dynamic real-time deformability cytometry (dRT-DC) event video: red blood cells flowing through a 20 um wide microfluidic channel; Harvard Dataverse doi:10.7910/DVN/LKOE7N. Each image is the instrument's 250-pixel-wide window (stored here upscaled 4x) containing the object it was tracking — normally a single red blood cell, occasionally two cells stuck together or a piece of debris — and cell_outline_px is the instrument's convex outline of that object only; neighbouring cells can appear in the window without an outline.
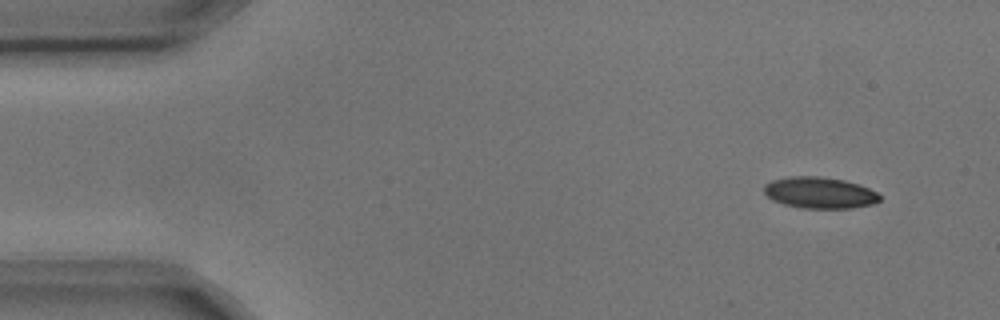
{"species": "common noctule bat (a hibernating species)", "species_latin": "Nyctalus noctula", "temperature_condition": "cold", "stored_images_in_passage": 4, "camera_frame_rate_fps": 3000, "um_per_image_px": 0.085, "animal": {"sex": "male", "body_mass_g": 17.9, "forearm_length_mm": 54.2}, "frame": {"image": 1, "passage_image": 2, "time_ms": 0.333, "image_size_px": [1000, 320], "cell_outline_px": [[880, 200], [872, 204], [852, 208], [804, 208], [784, 204], [772, 200], [764, 192], [764, 184], [772, 180], [788, 176], [820, 176], [844, 180], [860, 184], [876, 192], [880, 196]], "centroid_in_image_um": [69.66, 16.37], "position_along_channel_um": 15.3, "area_um2": 21.15}}
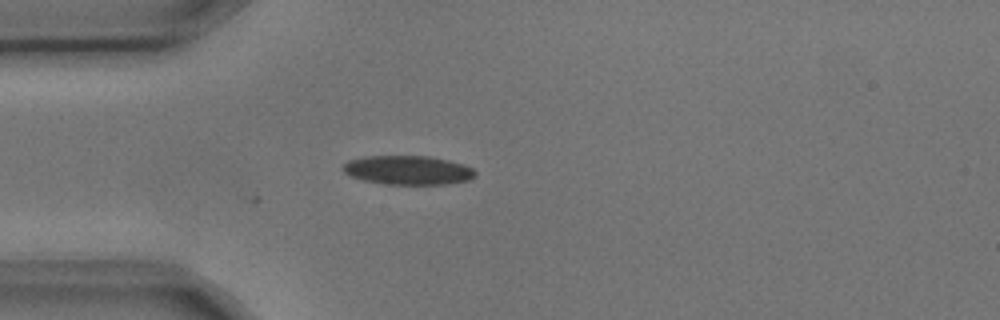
{"frame": {"image": 2, "passage_image": 4, "time_ms": 1.0, "image_size_px": [1000, 320], "cell_outline_px": [[476, 176], [468, 180], [444, 184], [384, 184], [364, 180], [352, 176], [344, 172], [344, 164], [348, 160], [364, 156], [428, 156], [448, 160], [464, 164], [472, 168], [476, 172]], "centroid_in_image_um": [34.69, 14.46], "position_along_channel_um": 50.3, "area_um2": 22.25}}